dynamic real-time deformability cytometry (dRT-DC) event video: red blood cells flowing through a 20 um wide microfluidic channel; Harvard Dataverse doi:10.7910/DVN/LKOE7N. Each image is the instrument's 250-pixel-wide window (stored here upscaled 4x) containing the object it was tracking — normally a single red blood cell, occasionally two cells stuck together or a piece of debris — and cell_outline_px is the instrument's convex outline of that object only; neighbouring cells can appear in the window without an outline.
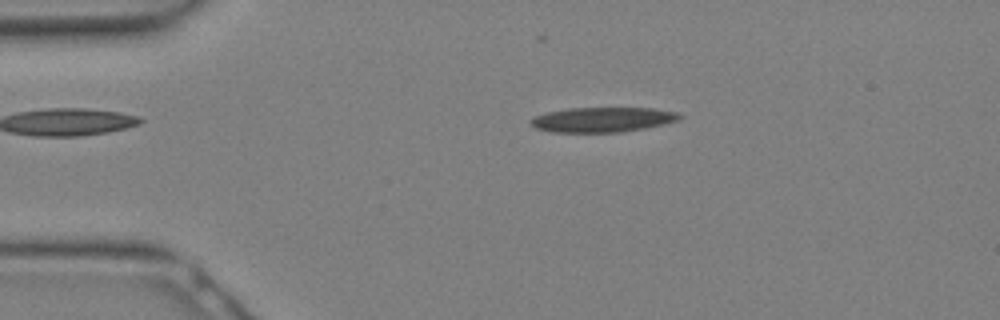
{"species": "Egyptian fruit bat (a non-hibernating species)", "species_latin": "Rousettus aegyptiacus", "temperature_condition": "warm", "stored_images_in_passage": 17, "camera_frame_rate_fps": 3000, "um_per_image_px": 0.085, "animal": {"sex": "female"}, "frame": {"image": 1, "passage_image": 5, "time_ms": 1.333, "image_size_px": [1000, 320], "cell_outline_px": [[684, 116], [680, 120], [664, 124], [644, 128], [620, 132], [552, 132], [536, 128], [528, 124], [528, 120], [532, 116], [548, 112], [568, 108], [652, 108], [676, 112]], "centroid_in_image_um": [51.18, 10.17], "position_along_channel_um": 33.8, "area_um2": 21.73}}
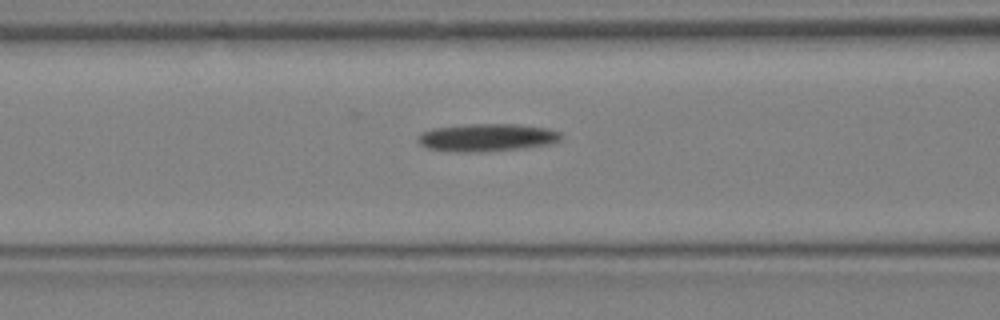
{"frame": {"image": 2, "passage_image": 11, "time_ms": 3.333, "image_size_px": [1000, 320], "cell_outline_px": [[564, 136], [560, 140], [552, 144], [524, 148], [480, 152], [452, 152], [428, 148], [420, 144], [416, 140], [416, 136], [432, 128], [464, 124], [516, 124], [548, 128], [560, 132]], "centroid_in_image_um": [41.4, 11.69], "position_along_channel_um": 125.2, "area_um2": 23.47}}
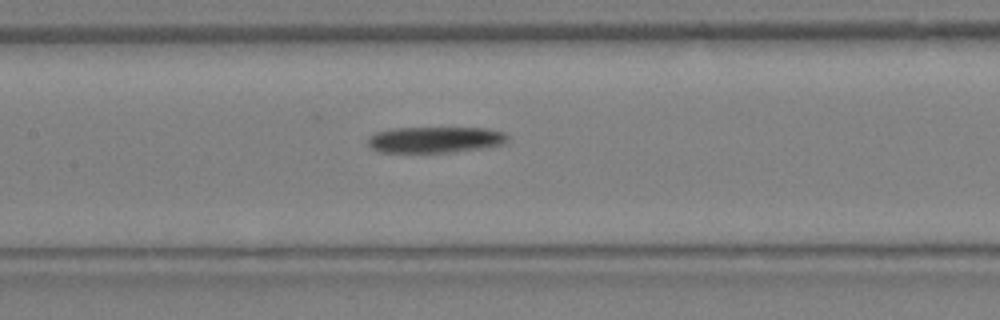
{"frame": {"image": 3, "passage_image": 13, "time_ms": 4.0, "image_size_px": [1000, 320], "cell_outline_px": [[508, 140], [504, 144], [484, 148], [452, 152], [380, 152], [372, 148], [368, 144], [368, 140], [376, 132], [392, 128], [488, 128], [504, 132], [508, 136]], "centroid_in_image_um": [37.04, 11.87], "position_along_channel_um": 170.4, "area_um2": 21.27}}